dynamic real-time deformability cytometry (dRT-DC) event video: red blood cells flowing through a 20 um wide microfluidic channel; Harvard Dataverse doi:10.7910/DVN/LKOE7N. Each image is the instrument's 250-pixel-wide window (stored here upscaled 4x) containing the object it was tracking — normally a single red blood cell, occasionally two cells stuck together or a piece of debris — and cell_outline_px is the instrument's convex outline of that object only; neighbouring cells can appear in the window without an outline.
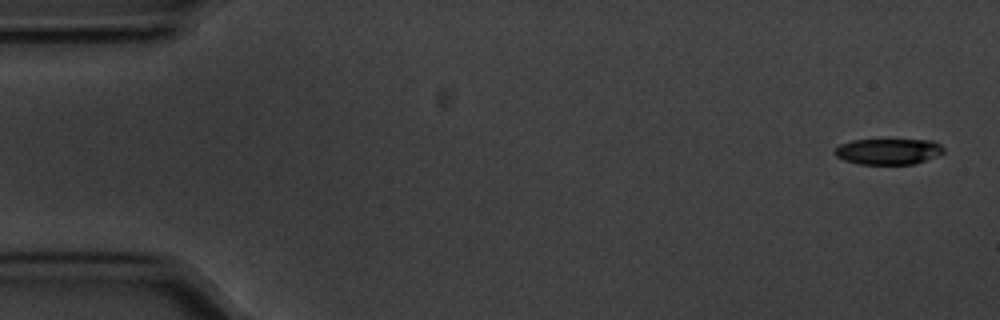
{"species": "common noctule bat (a hibernating species)", "species_latin": "Nyctalus noctula", "temperature_condition": "cold", "stored_images_in_passage": 55, "camera_frame_rate_fps": 3000, "um_per_image_px": 0.085, "animal": {"sex": "male", "body_mass_g": 20.1, "forearm_length_mm": 53.5}, "frame": {"image": 1, "passage_image": 1, "time_ms": 0.0, "image_size_px": [1000, 320], "cell_outline_px": [[944, 152], [924, 160], [912, 164], [860, 164], [844, 160], [836, 156], [832, 152], [840, 144], [852, 140], [932, 140], [940, 144], [944, 148]], "centroid_in_image_um": [75.47, 12.87], "position_along_channel_um": 9.5, "area_um2": 16.3}}
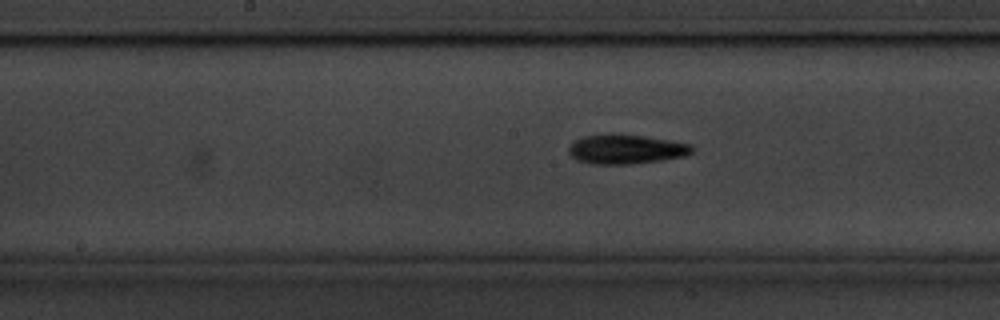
{"frame": {"image": 2, "passage_image": 27, "time_ms": 8.667, "image_size_px": [1000, 320], "cell_outline_px": [[692, 152], [684, 156], [660, 160], [632, 164], [592, 164], [576, 160], [568, 152], [568, 148], [576, 140], [584, 136], [612, 132], [620, 132], [692, 144]], "centroid_in_image_um": [53.17, 12.66], "position_along_channel_um": 195.0, "area_um2": 21.39}}
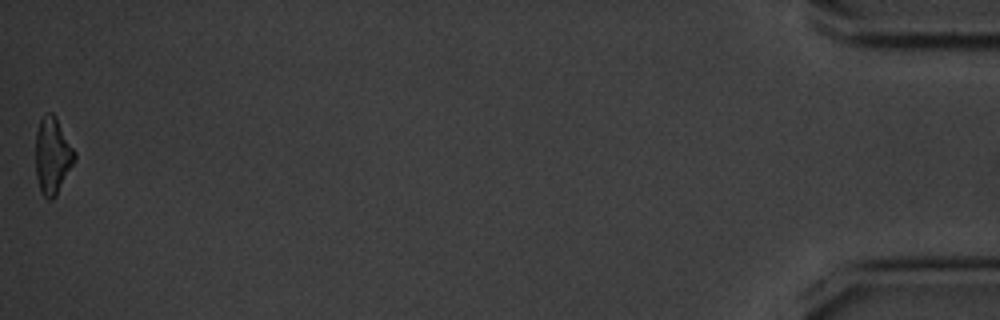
{"frame": {"image": 3, "passage_image": 55, "time_ms": 18.0, "image_size_px": [1000, 320], "cell_outline_px": [[76, 160], [56, 196], [52, 200], [48, 200], [40, 192], [36, 176], [36, 132], [40, 120], [48, 112], [52, 112], [56, 116], [76, 152]], "centroid_in_image_um": [4.48, 13.25], "position_along_channel_um": 430.7, "area_um2": 17.63}, "authors_computed_cell_mechanics": {"area_um2": 18.9006, "velocity_mm_per_s": 3.5684, "shape_relaxation_time_tau1_ms": 3.7355, "shape_relaxation_time_tau2_ms": null, "deformation_change_tau1": 0.1391, "deformation_change_tau2": null}}